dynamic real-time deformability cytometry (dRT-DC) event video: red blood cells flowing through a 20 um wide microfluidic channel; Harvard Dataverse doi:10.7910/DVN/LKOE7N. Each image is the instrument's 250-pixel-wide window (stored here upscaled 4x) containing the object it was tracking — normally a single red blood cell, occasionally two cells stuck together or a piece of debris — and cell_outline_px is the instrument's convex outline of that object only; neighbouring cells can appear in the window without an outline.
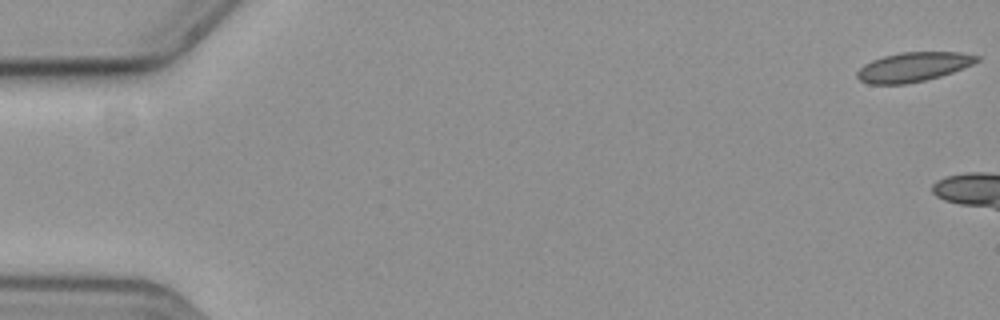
{"species": "common noctule bat (a hibernating species)", "species_latin": "Nyctalus noctula", "temperature_condition": "cold", "stored_images_in_passage": 7, "camera_frame_rate_fps": 3000, "um_per_image_px": 0.085, "animal": {"sex": "female", "body_mass_g": 19.3, "forearm_length_mm": 54.1}, "frame": {"image": 1, "passage_image": 1, "time_ms": 0.0, "image_size_px": [1000, 320], "cell_outline_px": [[980, 60], [972, 64], [952, 72], [940, 76], [908, 84], [868, 84], [860, 80], [856, 76], [856, 72], [864, 64], [872, 60], [884, 56], [900, 52], [960, 52], [980, 56]], "centroid_in_image_um": [77.61, 5.69], "position_along_channel_um": 7.4, "area_um2": 20.46}}